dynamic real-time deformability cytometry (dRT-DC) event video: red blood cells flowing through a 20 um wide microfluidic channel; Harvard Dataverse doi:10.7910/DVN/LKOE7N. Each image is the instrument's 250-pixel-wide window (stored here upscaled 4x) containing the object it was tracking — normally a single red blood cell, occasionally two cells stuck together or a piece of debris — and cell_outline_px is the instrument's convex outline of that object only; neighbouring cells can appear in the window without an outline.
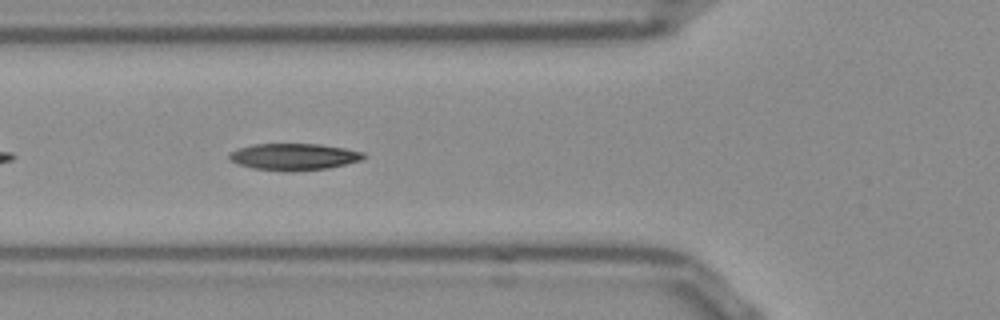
{"species": "Egyptian fruit bat (a non-hibernating species)", "species_latin": "Rousettus aegyptiacus", "temperature_condition": "room temperature", "stored_images_in_passage": 20, "camera_frame_rate_fps": 3000, "um_per_image_px": 0.085, "frame": {"image": 1, "passage_image": 6, "time_ms": 1.667, "image_size_px": [1000, 320], "cell_outline_px": [[368, 156], [360, 160], [328, 168], [292, 172], [284, 172], [252, 168], [236, 164], [228, 160], [228, 152], [236, 148], [256, 144], [320, 144], [344, 148], [364, 152]], "centroid_in_image_um": [24.92, 13.33], "position_along_channel_um": 100.9, "area_um2": 21.27}}
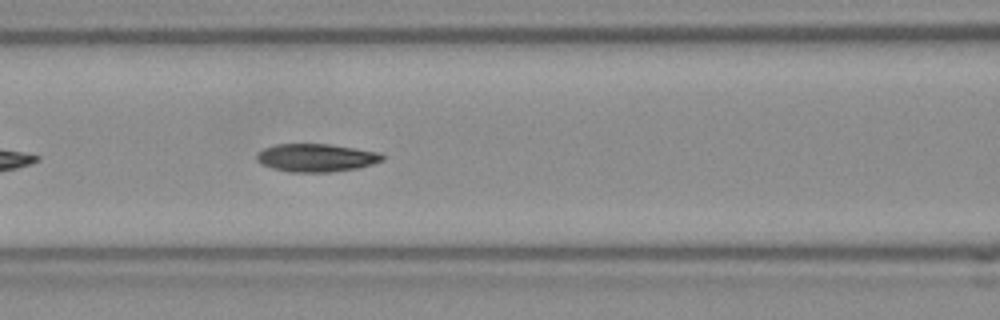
{"frame": {"image": 2, "passage_image": 9, "time_ms": 2.667, "image_size_px": [1000, 320], "cell_outline_px": [[384, 160], [372, 164], [356, 168], [328, 172], [292, 172], [272, 168], [256, 160], [256, 156], [264, 148], [276, 144], [328, 144], [356, 148], [380, 152], [384, 156]], "centroid_in_image_um": [26.91, 13.4], "position_along_channel_um": 139.7, "area_um2": 20.35}}
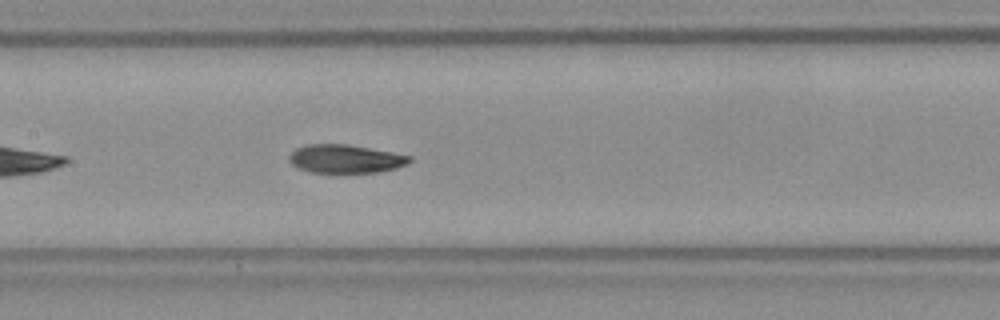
{"frame": {"image": 3, "passage_image": 12, "time_ms": 3.667, "image_size_px": [1000, 320], "cell_outline_px": [[412, 160], [408, 164], [396, 168], [376, 172], [312, 172], [300, 168], [292, 164], [288, 160], [288, 156], [296, 148], [308, 144], [348, 144], [392, 152], [412, 156]], "centroid_in_image_um": [29.38, 13.49], "position_along_channel_um": 178.0, "area_um2": 19.83}}